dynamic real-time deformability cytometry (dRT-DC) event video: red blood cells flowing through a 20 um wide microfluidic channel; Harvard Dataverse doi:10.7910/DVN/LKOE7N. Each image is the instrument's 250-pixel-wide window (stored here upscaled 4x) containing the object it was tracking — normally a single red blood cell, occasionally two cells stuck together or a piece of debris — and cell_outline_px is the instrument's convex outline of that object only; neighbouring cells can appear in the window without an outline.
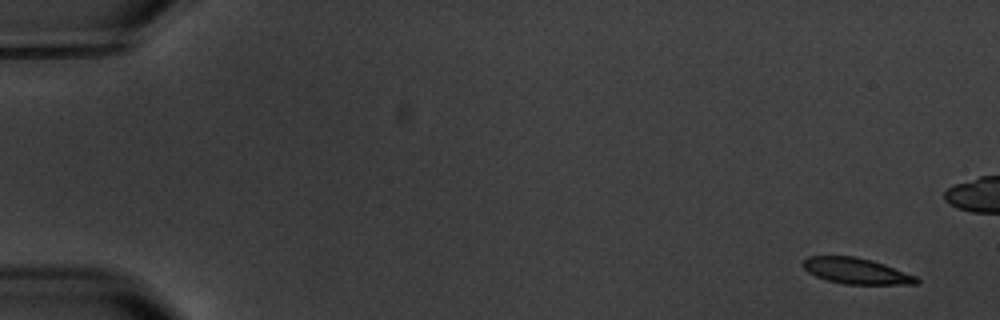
{"species": "common noctule bat (a hibernating species)", "species_latin": "Nyctalus noctula", "temperature_condition": "warm", "stored_images_in_passage": 4, "camera_frame_rate_fps": 3000, "um_per_image_px": 0.085, "animal": {"sex": "male", "body_mass_g": 20.1, "forearm_length_mm": 53.5}, "frame": {"image": 1, "passage_image": 1, "time_ms": 0.0, "image_size_px": [1000, 320], "cell_outline_px": [[920, 280], [916, 284], [844, 284], [828, 280], [816, 276], [808, 272], [800, 264], [808, 256], [856, 256], [872, 260], [884, 264], [916, 276]], "centroid_in_image_um": [72.76, 23.02], "position_along_channel_um": 12.2, "area_um2": 17.11}}